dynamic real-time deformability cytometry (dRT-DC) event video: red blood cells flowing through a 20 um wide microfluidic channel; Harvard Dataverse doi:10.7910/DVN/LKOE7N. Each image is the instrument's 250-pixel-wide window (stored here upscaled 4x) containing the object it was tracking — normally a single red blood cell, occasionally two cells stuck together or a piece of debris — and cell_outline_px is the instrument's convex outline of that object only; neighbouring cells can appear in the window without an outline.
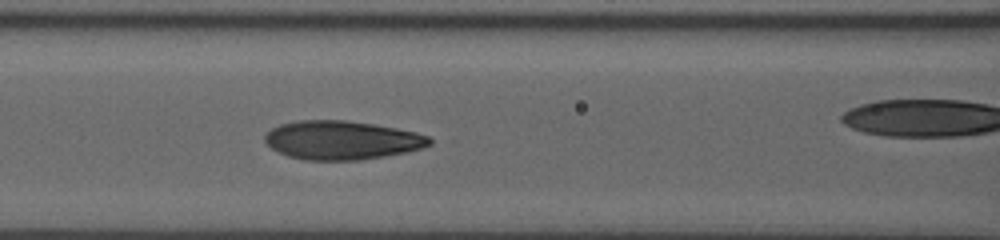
{"species": "human", "species_latin": "Homo sapiens", "temperature_condition": "room temperature", "stored_images_in_passage": 9, "segment_of_instrument_passage": [1, 2], "camera_frame_rate_fps": 3000, "um_per_image_px": 0.085, "donor": {"sex": "male"}, "frame": {"image": 1, "passage_image": 8, "time_ms": 7.0, "image_size_px": [1000, 240], "cell_outline_px": [[432, 144], [424, 148], [384, 156], [360, 160], [304, 160], [288, 156], [272, 148], [264, 140], [264, 136], [272, 128], [280, 124], [296, 120], [344, 120], [372, 124], [396, 128], [416, 132], [428, 136], [432, 140]], "centroid_in_image_um": [29.06, 11.91], "position_along_channel_um": 137.5, "area_um2": 37.11}}